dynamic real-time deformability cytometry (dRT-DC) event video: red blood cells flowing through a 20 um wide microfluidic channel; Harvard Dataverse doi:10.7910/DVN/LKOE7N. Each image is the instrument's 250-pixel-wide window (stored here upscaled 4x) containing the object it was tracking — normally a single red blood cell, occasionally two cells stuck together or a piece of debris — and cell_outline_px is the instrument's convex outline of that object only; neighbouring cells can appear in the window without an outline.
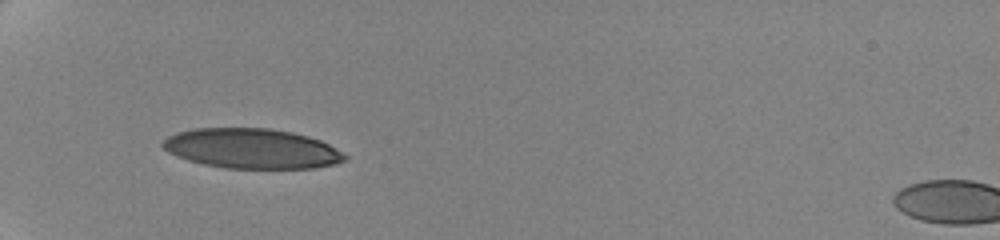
{"species": "human", "species_latin": "Homo sapiens", "temperature_condition": "cold", "stored_images_in_passage": 3, "camera_frame_rate_fps": 3000, "um_per_image_px": 0.085, "donor": {"sex": "female"}, "frame": {"image": 1, "passage_image": 2, "time_ms": 1.333, "image_size_px": [1000, 240], "cell_outline_px": [[348, 160], [336, 164], [316, 168], [224, 168], [204, 164], [188, 160], [176, 156], [168, 152], [160, 144], [168, 136], [176, 132], [196, 128], [268, 128], [292, 132], [308, 136], [320, 140], [328, 144], [348, 156]], "centroid_in_image_um": [21.41, 12.63], "position_along_channel_um": 63.6, "area_um2": 42.48}}